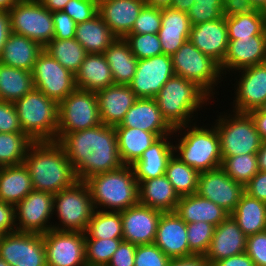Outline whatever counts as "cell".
Masks as SVG:
<instances>
[{
    "instance_id": "f546056e",
    "label": "cell",
    "mask_w": 266,
    "mask_h": 266,
    "mask_svg": "<svg viewBox=\"0 0 266 266\" xmlns=\"http://www.w3.org/2000/svg\"><path fill=\"white\" fill-rule=\"evenodd\" d=\"M139 204L162 211L173 212L179 202V195L166 175L141 181L138 184Z\"/></svg>"
},
{
    "instance_id": "6125c7cd",
    "label": "cell",
    "mask_w": 266,
    "mask_h": 266,
    "mask_svg": "<svg viewBox=\"0 0 266 266\" xmlns=\"http://www.w3.org/2000/svg\"><path fill=\"white\" fill-rule=\"evenodd\" d=\"M167 266H210L205 255H191L170 259Z\"/></svg>"
},
{
    "instance_id": "11e5206c",
    "label": "cell",
    "mask_w": 266,
    "mask_h": 266,
    "mask_svg": "<svg viewBox=\"0 0 266 266\" xmlns=\"http://www.w3.org/2000/svg\"><path fill=\"white\" fill-rule=\"evenodd\" d=\"M264 0H250V3L255 9H258L262 4Z\"/></svg>"
},
{
    "instance_id": "f5cc1de1",
    "label": "cell",
    "mask_w": 266,
    "mask_h": 266,
    "mask_svg": "<svg viewBox=\"0 0 266 266\" xmlns=\"http://www.w3.org/2000/svg\"><path fill=\"white\" fill-rule=\"evenodd\" d=\"M245 252L255 266H266V230L247 237Z\"/></svg>"
},
{
    "instance_id": "d4e9b609",
    "label": "cell",
    "mask_w": 266,
    "mask_h": 266,
    "mask_svg": "<svg viewBox=\"0 0 266 266\" xmlns=\"http://www.w3.org/2000/svg\"><path fill=\"white\" fill-rule=\"evenodd\" d=\"M145 5L144 0H100L98 14L117 38H125Z\"/></svg>"
},
{
    "instance_id": "c3c4849f",
    "label": "cell",
    "mask_w": 266,
    "mask_h": 266,
    "mask_svg": "<svg viewBox=\"0 0 266 266\" xmlns=\"http://www.w3.org/2000/svg\"><path fill=\"white\" fill-rule=\"evenodd\" d=\"M169 261L154 243L136 246L134 266H167Z\"/></svg>"
},
{
    "instance_id": "9a60e30c",
    "label": "cell",
    "mask_w": 266,
    "mask_h": 266,
    "mask_svg": "<svg viewBox=\"0 0 266 266\" xmlns=\"http://www.w3.org/2000/svg\"><path fill=\"white\" fill-rule=\"evenodd\" d=\"M43 242L47 266H86L85 233L51 229Z\"/></svg>"
},
{
    "instance_id": "d6a6232c",
    "label": "cell",
    "mask_w": 266,
    "mask_h": 266,
    "mask_svg": "<svg viewBox=\"0 0 266 266\" xmlns=\"http://www.w3.org/2000/svg\"><path fill=\"white\" fill-rule=\"evenodd\" d=\"M114 84L129 85L135 75L138 59L124 38H117L103 53Z\"/></svg>"
},
{
    "instance_id": "e7e4bbea",
    "label": "cell",
    "mask_w": 266,
    "mask_h": 266,
    "mask_svg": "<svg viewBox=\"0 0 266 266\" xmlns=\"http://www.w3.org/2000/svg\"><path fill=\"white\" fill-rule=\"evenodd\" d=\"M10 33V14L8 11L0 10V55Z\"/></svg>"
},
{
    "instance_id": "34e18365",
    "label": "cell",
    "mask_w": 266,
    "mask_h": 266,
    "mask_svg": "<svg viewBox=\"0 0 266 266\" xmlns=\"http://www.w3.org/2000/svg\"><path fill=\"white\" fill-rule=\"evenodd\" d=\"M257 10L266 19V0H264L263 4Z\"/></svg>"
},
{
    "instance_id": "7bdbcfd3",
    "label": "cell",
    "mask_w": 266,
    "mask_h": 266,
    "mask_svg": "<svg viewBox=\"0 0 266 266\" xmlns=\"http://www.w3.org/2000/svg\"><path fill=\"white\" fill-rule=\"evenodd\" d=\"M221 168L232 180L245 186L259 172L257 155L222 156Z\"/></svg>"
},
{
    "instance_id": "7a4b0ae2",
    "label": "cell",
    "mask_w": 266,
    "mask_h": 266,
    "mask_svg": "<svg viewBox=\"0 0 266 266\" xmlns=\"http://www.w3.org/2000/svg\"><path fill=\"white\" fill-rule=\"evenodd\" d=\"M23 163L34 190L56 194L78 180L71 162L56 141L34 142Z\"/></svg>"
},
{
    "instance_id": "5bb4252c",
    "label": "cell",
    "mask_w": 266,
    "mask_h": 266,
    "mask_svg": "<svg viewBox=\"0 0 266 266\" xmlns=\"http://www.w3.org/2000/svg\"><path fill=\"white\" fill-rule=\"evenodd\" d=\"M0 257L10 266H47L43 235L14 231L0 236Z\"/></svg>"
},
{
    "instance_id": "91938a15",
    "label": "cell",
    "mask_w": 266,
    "mask_h": 266,
    "mask_svg": "<svg viewBox=\"0 0 266 266\" xmlns=\"http://www.w3.org/2000/svg\"><path fill=\"white\" fill-rule=\"evenodd\" d=\"M16 231L14 205L0 201V236Z\"/></svg>"
},
{
    "instance_id": "603a6c76",
    "label": "cell",
    "mask_w": 266,
    "mask_h": 266,
    "mask_svg": "<svg viewBox=\"0 0 266 266\" xmlns=\"http://www.w3.org/2000/svg\"><path fill=\"white\" fill-rule=\"evenodd\" d=\"M247 236L229 215L223 222L215 227L213 237L207 253L205 254L210 266L215 262L239 255L246 250Z\"/></svg>"
},
{
    "instance_id": "d590c367",
    "label": "cell",
    "mask_w": 266,
    "mask_h": 266,
    "mask_svg": "<svg viewBox=\"0 0 266 266\" xmlns=\"http://www.w3.org/2000/svg\"><path fill=\"white\" fill-rule=\"evenodd\" d=\"M75 39L87 53H104L117 37L97 14L92 19L77 24Z\"/></svg>"
},
{
    "instance_id": "8992f818",
    "label": "cell",
    "mask_w": 266,
    "mask_h": 266,
    "mask_svg": "<svg viewBox=\"0 0 266 266\" xmlns=\"http://www.w3.org/2000/svg\"><path fill=\"white\" fill-rule=\"evenodd\" d=\"M23 133L34 142L56 141L58 132V103L33 88L14 102Z\"/></svg>"
},
{
    "instance_id": "52a82bcc",
    "label": "cell",
    "mask_w": 266,
    "mask_h": 266,
    "mask_svg": "<svg viewBox=\"0 0 266 266\" xmlns=\"http://www.w3.org/2000/svg\"><path fill=\"white\" fill-rule=\"evenodd\" d=\"M228 112L217 114L213 123L220 138L221 156L256 154L263 141L253 118L249 113Z\"/></svg>"
},
{
    "instance_id": "ac0fdd59",
    "label": "cell",
    "mask_w": 266,
    "mask_h": 266,
    "mask_svg": "<svg viewBox=\"0 0 266 266\" xmlns=\"http://www.w3.org/2000/svg\"><path fill=\"white\" fill-rule=\"evenodd\" d=\"M236 72L240 78H235V96L231 111L249 113L259 109L266 101V62Z\"/></svg>"
},
{
    "instance_id": "b9fcfbb0",
    "label": "cell",
    "mask_w": 266,
    "mask_h": 266,
    "mask_svg": "<svg viewBox=\"0 0 266 266\" xmlns=\"http://www.w3.org/2000/svg\"><path fill=\"white\" fill-rule=\"evenodd\" d=\"M262 112L266 113V101L264 104L259 108Z\"/></svg>"
},
{
    "instance_id": "ee69618b",
    "label": "cell",
    "mask_w": 266,
    "mask_h": 266,
    "mask_svg": "<svg viewBox=\"0 0 266 266\" xmlns=\"http://www.w3.org/2000/svg\"><path fill=\"white\" fill-rule=\"evenodd\" d=\"M123 239H85L86 266H105Z\"/></svg>"
},
{
    "instance_id": "03108f58",
    "label": "cell",
    "mask_w": 266,
    "mask_h": 266,
    "mask_svg": "<svg viewBox=\"0 0 266 266\" xmlns=\"http://www.w3.org/2000/svg\"><path fill=\"white\" fill-rule=\"evenodd\" d=\"M255 122L256 129L261 136L262 141H266V113L260 109H254L249 112Z\"/></svg>"
},
{
    "instance_id": "277c9868",
    "label": "cell",
    "mask_w": 266,
    "mask_h": 266,
    "mask_svg": "<svg viewBox=\"0 0 266 266\" xmlns=\"http://www.w3.org/2000/svg\"><path fill=\"white\" fill-rule=\"evenodd\" d=\"M173 133L178 136V141H174L173 145L174 155L182 162L199 172L221 167L220 138L214 125L199 126L195 121L193 124L175 128Z\"/></svg>"
},
{
    "instance_id": "f35d334b",
    "label": "cell",
    "mask_w": 266,
    "mask_h": 266,
    "mask_svg": "<svg viewBox=\"0 0 266 266\" xmlns=\"http://www.w3.org/2000/svg\"><path fill=\"white\" fill-rule=\"evenodd\" d=\"M85 239H123L121 212L95 210Z\"/></svg>"
},
{
    "instance_id": "4fadbf2b",
    "label": "cell",
    "mask_w": 266,
    "mask_h": 266,
    "mask_svg": "<svg viewBox=\"0 0 266 266\" xmlns=\"http://www.w3.org/2000/svg\"><path fill=\"white\" fill-rule=\"evenodd\" d=\"M53 205L54 194L33 189L14 206L16 231L47 233L52 229Z\"/></svg>"
},
{
    "instance_id": "8c879c8a",
    "label": "cell",
    "mask_w": 266,
    "mask_h": 266,
    "mask_svg": "<svg viewBox=\"0 0 266 266\" xmlns=\"http://www.w3.org/2000/svg\"><path fill=\"white\" fill-rule=\"evenodd\" d=\"M19 0H0V10L9 11Z\"/></svg>"
},
{
    "instance_id": "6da1fadb",
    "label": "cell",
    "mask_w": 266,
    "mask_h": 266,
    "mask_svg": "<svg viewBox=\"0 0 266 266\" xmlns=\"http://www.w3.org/2000/svg\"><path fill=\"white\" fill-rule=\"evenodd\" d=\"M56 142L63 148L78 180L121 168L122 163L115 128L103 123L71 133H57Z\"/></svg>"
},
{
    "instance_id": "8d00e7d4",
    "label": "cell",
    "mask_w": 266,
    "mask_h": 266,
    "mask_svg": "<svg viewBox=\"0 0 266 266\" xmlns=\"http://www.w3.org/2000/svg\"><path fill=\"white\" fill-rule=\"evenodd\" d=\"M34 88L30 71L0 63V100L15 102Z\"/></svg>"
},
{
    "instance_id": "836d02e7",
    "label": "cell",
    "mask_w": 266,
    "mask_h": 266,
    "mask_svg": "<svg viewBox=\"0 0 266 266\" xmlns=\"http://www.w3.org/2000/svg\"><path fill=\"white\" fill-rule=\"evenodd\" d=\"M116 132L119 156L124 165H133L143 152L159 137L152 132L139 128L114 127Z\"/></svg>"
},
{
    "instance_id": "4316f807",
    "label": "cell",
    "mask_w": 266,
    "mask_h": 266,
    "mask_svg": "<svg viewBox=\"0 0 266 266\" xmlns=\"http://www.w3.org/2000/svg\"><path fill=\"white\" fill-rule=\"evenodd\" d=\"M172 139L175 140V136L165 135L159 137L143 152L140 159L132 165L138 184L141 181L154 179L165 174L168 160L174 154Z\"/></svg>"
},
{
    "instance_id": "ffe728a7",
    "label": "cell",
    "mask_w": 266,
    "mask_h": 266,
    "mask_svg": "<svg viewBox=\"0 0 266 266\" xmlns=\"http://www.w3.org/2000/svg\"><path fill=\"white\" fill-rule=\"evenodd\" d=\"M266 62V35L229 40L227 53L220 68L223 76ZM228 71V72H227Z\"/></svg>"
},
{
    "instance_id": "44dd1931",
    "label": "cell",
    "mask_w": 266,
    "mask_h": 266,
    "mask_svg": "<svg viewBox=\"0 0 266 266\" xmlns=\"http://www.w3.org/2000/svg\"><path fill=\"white\" fill-rule=\"evenodd\" d=\"M154 244L170 259L194 255L189 249L186 222L174 211L162 213Z\"/></svg>"
},
{
    "instance_id": "f1b7e54d",
    "label": "cell",
    "mask_w": 266,
    "mask_h": 266,
    "mask_svg": "<svg viewBox=\"0 0 266 266\" xmlns=\"http://www.w3.org/2000/svg\"><path fill=\"white\" fill-rule=\"evenodd\" d=\"M44 47L37 41L11 32L0 55V63L32 72Z\"/></svg>"
},
{
    "instance_id": "bcb514c9",
    "label": "cell",
    "mask_w": 266,
    "mask_h": 266,
    "mask_svg": "<svg viewBox=\"0 0 266 266\" xmlns=\"http://www.w3.org/2000/svg\"><path fill=\"white\" fill-rule=\"evenodd\" d=\"M124 39L138 60L163 54L158 34H128Z\"/></svg>"
},
{
    "instance_id": "816d5d0a",
    "label": "cell",
    "mask_w": 266,
    "mask_h": 266,
    "mask_svg": "<svg viewBox=\"0 0 266 266\" xmlns=\"http://www.w3.org/2000/svg\"><path fill=\"white\" fill-rule=\"evenodd\" d=\"M161 28L173 31H190L191 23L188 14L172 7L161 8Z\"/></svg>"
},
{
    "instance_id": "74e56055",
    "label": "cell",
    "mask_w": 266,
    "mask_h": 266,
    "mask_svg": "<svg viewBox=\"0 0 266 266\" xmlns=\"http://www.w3.org/2000/svg\"><path fill=\"white\" fill-rule=\"evenodd\" d=\"M44 50L74 75L79 70L81 63L88 54L75 38H53L44 47Z\"/></svg>"
},
{
    "instance_id": "83f0119b",
    "label": "cell",
    "mask_w": 266,
    "mask_h": 266,
    "mask_svg": "<svg viewBox=\"0 0 266 266\" xmlns=\"http://www.w3.org/2000/svg\"><path fill=\"white\" fill-rule=\"evenodd\" d=\"M174 212L186 223L203 221L215 227L230 215L222 207L197 193L180 197Z\"/></svg>"
},
{
    "instance_id": "cb8c5ba5",
    "label": "cell",
    "mask_w": 266,
    "mask_h": 266,
    "mask_svg": "<svg viewBox=\"0 0 266 266\" xmlns=\"http://www.w3.org/2000/svg\"><path fill=\"white\" fill-rule=\"evenodd\" d=\"M115 127L139 128L158 137L175 135L174 129L163 118L155 98H137L120 125Z\"/></svg>"
},
{
    "instance_id": "003e7915",
    "label": "cell",
    "mask_w": 266,
    "mask_h": 266,
    "mask_svg": "<svg viewBox=\"0 0 266 266\" xmlns=\"http://www.w3.org/2000/svg\"><path fill=\"white\" fill-rule=\"evenodd\" d=\"M38 1L51 12H55V11H62L65 5L70 0H38Z\"/></svg>"
},
{
    "instance_id": "11a10c76",
    "label": "cell",
    "mask_w": 266,
    "mask_h": 266,
    "mask_svg": "<svg viewBox=\"0 0 266 266\" xmlns=\"http://www.w3.org/2000/svg\"><path fill=\"white\" fill-rule=\"evenodd\" d=\"M23 132L13 102L0 100V133Z\"/></svg>"
},
{
    "instance_id": "60d3db41",
    "label": "cell",
    "mask_w": 266,
    "mask_h": 266,
    "mask_svg": "<svg viewBox=\"0 0 266 266\" xmlns=\"http://www.w3.org/2000/svg\"><path fill=\"white\" fill-rule=\"evenodd\" d=\"M34 141L25 133H0V167L22 164Z\"/></svg>"
},
{
    "instance_id": "753ad0ef",
    "label": "cell",
    "mask_w": 266,
    "mask_h": 266,
    "mask_svg": "<svg viewBox=\"0 0 266 266\" xmlns=\"http://www.w3.org/2000/svg\"><path fill=\"white\" fill-rule=\"evenodd\" d=\"M199 4H223V0H195Z\"/></svg>"
},
{
    "instance_id": "9c48e42d",
    "label": "cell",
    "mask_w": 266,
    "mask_h": 266,
    "mask_svg": "<svg viewBox=\"0 0 266 266\" xmlns=\"http://www.w3.org/2000/svg\"><path fill=\"white\" fill-rule=\"evenodd\" d=\"M171 57L176 76L192 81L214 99L215 87L224 81L217 61L203 54L190 40H186Z\"/></svg>"
},
{
    "instance_id": "9f6ffc18",
    "label": "cell",
    "mask_w": 266,
    "mask_h": 266,
    "mask_svg": "<svg viewBox=\"0 0 266 266\" xmlns=\"http://www.w3.org/2000/svg\"><path fill=\"white\" fill-rule=\"evenodd\" d=\"M54 37L56 39L75 38L76 22L63 10L52 12Z\"/></svg>"
},
{
    "instance_id": "2a66077c",
    "label": "cell",
    "mask_w": 266,
    "mask_h": 266,
    "mask_svg": "<svg viewBox=\"0 0 266 266\" xmlns=\"http://www.w3.org/2000/svg\"><path fill=\"white\" fill-rule=\"evenodd\" d=\"M0 266H10L5 260L0 257Z\"/></svg>"
},
{
    "instance_id": "db71d44e",
    "label": "cell",
    "mask_w": 266,
    "mask_h": 266,
    "mask_svg": "<svg viewBox=\"0 0 266 266\" xmlns=\"http://www.w3.org/2000/svg\"><path fill=\"white\" fill-rule=\"evenodd\" d=\"M190 31H173L160 28L158 36L163 54L172 56L186 40H189Z\"/></svg>"
},
{
    "instance_id": "7dc6e473",
    "label": "cell",
    "mask_w": 266,
    "mask_h": 266,
    "mask_svg": "<svg viewBox=\"0 0 266 266\" xmlns=\"http://www.w3.org/2000/svg\"><path fill=\"white\" fill-rule=\"evenodd\" d=\"M161 8L145 5L129 34H158L161 28Z\"/></svg>"
},
{
    "instance_id": "e575fe53",
    "label": "cell",
    "mask_w": 266,
    "mask_h": 266,
    "mask_svg": "<svg viewBox=\"0 0 266 266\" xmlns=\"http://www.w3.org/2000/svg\"><path fill=\"white\" fill-rule=\"evenodd\" d=\"M230 215L247 237L266 230V202L245 192Z\"/></svg>"
},
{
    "instance_id": "7c38bea8",
    "label": "cell",
    "mask_w": 266,
    "mask_h": 266,
    "mask_svg": "<svg viewBox=\"0 0 266 266\" xmlns=\"http://www.w3.org/2000/svg\"><path fill=\"white\" fill-rule=\"evenodd\" d=\"M34 88L58 104L76 89L75 75L43 50L32 70Z\"/></svg>"
},
{
    "instance_id": "5b68a950",
    "label": "cell",
    "mask_w": 266,
    "mask_h": 266,
    "mask_svg": "<svg viewBox=\"0 0 266 266\" xmlns=\"http://www.w3.org/2000/svg\"><path fill=\"white\" fill-rule=\"evenodd\" d=\"M85 182L95 210L121 212L139 203L138 181L132 165L92 175Z\"/></svg>"
},
{
    "instance_id": "ab89813d",
    "label": "cell",
    "mask_w": 266,
    "mask_h": 266,
    "mask_svg": "<svg viewBox=\"0 0 266 266\" xmlns=\"http://www.w3.org/2000/svg\"><path fill=\"white\" fill-rule=\"evenodd\" d=\"M165 175L179 197L197 192L200 172L182 162L174 154L168 160Z\"/></svg>"
},
{
    "instance_id": "2e32d148",
    "label": "cell",
    "mask_w": 266,
    "mask_h": 266,
    "mask_svg": "<svg viewBox=\"0 0 266 266\" xmlns=\"http://www.w3.org/2000/svg\"><path fill=\"white\" fill-rule=\"evenodd\" d=\"M174 75L171 56L161 54L140 59L129 86L137 98H155Z\"/></svg>"
},
{
    "instance_id": "a7ac6f4b",
    "label": "cell",
    "mask_w": 266,
    "mask_h": 266,
    "mask_svg": "<svg viewBox=\"0 0 266 266\" xmlns=\"http://www.w3.org/2000/svg\"><path fill=\"white\" fill-rule=\"evenodd\" d=\"M259 171H266V141L262 142L260 149L256 153Z\"/></svg>"
},
{
    "instance_id": "8fae6325",
    "label": "cell",
    "mask_w": 266,
    "mask_h": 266,
    "mask_svg": "<svg viewBox=\"0 0 266 266\" xmlns=\"http://www.w3.org/2000/svg\"><path fill=\"white\" fill-rule=\"evenodd\" d=\"M102 122L94 91L75 89L58 104V132L71 133L94 128Z\"/></svg>"
},
{
    "instance_id": "4dcf8cb0",
    "label": "cell",
    "mask_w": 266,
    "mask_h": 266,
    "mask_svg": "<svg viewBox=\"0 0 266 266\" xmlns=\"http://www.w3.org/2000/svg\"><path fill=\"white\" fill-rule=\"evenodd\" d=\"M113 84L111 69L103 53H88L75 73L76 88L97 92Z\"/></svg>"
},
{
    "instance_id": "94428289",
    "label": "cell",
    "mask_w": 266,
    "mask_h": 266,
    "mask_svg": "<svg viewBox=\"0 0 266 266\" xmlns=\"http://www.w3.org/2000/svg\"><path fill=\"white\" fill-rule=\"evenodd\" d=\"M256 10L250 0H224L223 1V16L233 17L243 13H249Z\"/></svg>"
},
{
    "instance_id": "f6af8a7d",
    "label": "cell",
    "mask_w": 266,
    "mask_h": 266,
    "mask_svg": "<svg viewBox=\"0 0 266 266\" xmlns=\"http://www.w3.org/2000/svg\"><path fill=\"white\" fill-rule=\"evenodd\" d=\"M189 249L194 255H205L209 249L215 226L199 221L186 223Z\"/></svg>"
},
{
    "instance_id": "680465c9",
    "label": "cell",
    "mask_w": 266,
    "mask_h": 266,
    "mask_svg": "<svg viewBox=\"0 0 266 266\" xmlns=\"http://www.w3.org/2000/svg\"><path fill=\"white\" fill-rule=\"evenodd\" d=\"M244 191L249 196L266 202V171H259L244 186Z\"/></svg>"
},
{
    "instance_id": "ba28073f",
    "label": "cell",
    "mask_w": 266,
    "mask_h": 266,
    "mask_svg": "<svg viewBox=\"0 0 266 266\" xmlns=\"http://www.w3.org/2000/svg\"><path fill=\"white\" fill-rule=\"evenodd\" d=\"M53 215L58 218L52 229L85 233L95 211L88 185L77 180L72 186L54 194Z\"/></svg>"
},
{
    "instance_id": "e0dca14e",
    "label": "cell",
    "mask_w": 266,
    "mask_h": 266,
    "mask_svg": "<svg viewBox=\"0 0 266 266\" xmlns=\"http://www.w3.org/2000/svg\"><path fill=\"white\" fill-rule=\"evenodd\" d=\"M244 192V185L232 180L221 167L200 172L196 193L229 214L234 211Z\"/></svg>"
},
{
    "instance_id": "7402d4cb",
    "label": "cell",
    "mask_w": 266,
    "mask_h": 266,
    "mask_svg": "<svg viewBox=\"0 0 266 266\" xmlns=\"http://www.w3.org/2000/svg\"><path fill=\"white\" fill-rule=\"evenodd\" d=\"M189 40L203 54L221 64L229 42L226 17L191 26Z\"/></svg>"
},
{
    "instance_id": "1f68e13d",
    "label": "cell",
    "mask_w": 266,
    "mask_h": 266,
    "mask_svg": "<svg viewBox=\"0 0 266 266\" xmlns=\"http://www.w3.org/2000/svg\"><path fill=\"white\" fill-rule=\"evenodd\" d=\"M32 190V180L24 163L0 167V201L15 206Z\"/></svg>"
},
{
    "instance_id": "f907efd6",
    "label": "cell",
    "mask_w": 266,
    "mask_h": 266,
    "mask_svg": "<svg viewBox=\"0 0 266 266\" xmlns=\"http://www.w3.org/2000/svg\"><path fill=\"white\" fill-rule=\"evenodd\" d=\"M191 26L223 17V4L195 3L187 12Z\"/></svg>"
},
{
    "instance_id": "484cf974",
    "label": "cell",
    "mask_w": 266,
    "mask_h": 266,
    "mask_svg": "<svg viewBox=\"0 0 266 266\" xmlns=\"http://www.w3.org/2000/svg\"><path fill=\"white\" fill-rule=\"evenodd\" d=\"M96 93L100 120L107 126L120 125L137 97L129 85L113 84Z\"/></svg>"
},
{
    "instance_id": "2644e50d",
    "label": "cell",
    "mask_w": 266,
    "mask_h": 266,
    "mask_svg": "<svg viewBox=\"0 0 266 266\" xmlns=\"http://www.w3.org/2000/svg\"><path fill=\"white\" fill-rule=\"evenodd\" d=\"M148 6L156 8H167L170 7L173 0H144Z\"/></svg>"
},
{
    "instance_id": "30bf717a",
    "label": "cell",
    "mask_w": 266,
    "mask_h": 266,
    "mask_svg": "<svg viewBox=\"0 0 266 266\" xmlns=\"http://www.w3.org/2000/svg\"><path fill=\"white\" fill-rule=\"evenodd\" d=\"M11 32L45 47L54 37L52 12L38 0H19L9 11Z\"/></svg>"
},
{
    "instance_id": "681fc988",
    "label": "cell",
    "mask_w": 266,
    "mask_h": 266,
    "mask_svg": "<svg viewBox=\"0 0 266 266\" xmlns=\"http://www.w3.org/2000/svg\"><path fill=\"white\" fill-rule=\"evenodd\" d=\"M63 11L68 14L76 24L90 20L98 14V1L96 0H70Z\"/></svg>"
},
{
    "instance_id": "be15d7a7",
    "label": "cell",
    "mask_w": 266,
    "mask_h": 266,
    "mask_svg": "<svg viewBox=\"0 0 266 266\" xmlns=\"http://www.w3.org/2000/svg\"><path fill=\"white\" fill-rule=\"evenodd\" d=\"M212 266H255L246 252L215 262Z\"/></svg>"
},
{
    "instance_id": "6f0895ef",
    "label": "cell",
    "mask_w": 266,
    "mask_h": 266,
    "mask_svg": "<svg viewBox=\"0 0 266 266\" xmlns=\"http://www.w3.org/2000/svg\"><path fill=\"white\" fill-rule=\"evenodd\" d=\"M136 246L130 242L122 241L107 266H134Z\"/></svg>"
},
{
    "instance_id": "d6986e66",
    "label": "cell",
    "mask_w": 266,
    "mask_h": 266,
    "mask_svg": "<svg viewBox=\"0 0 266 266\" xmlns=\"http://www.w3.org/2000/svg\"><path fill=\"white\" fill-rule=\"evenodd\" d=\"M162 213L139 203L121 211L123 241L135 245L153 244Z\"/></svg>"
},
{
    "instance_id": "89a4df30",
    "label": "cell",
    "mask_w": 266,
    "mask_h": 266,
    "mask_svg": "<svg viewBox=\"0 0 266 266\" xmlns=\"http://www.w3.org/2000/svg\"><path fill=\"white\" fill-rule=\"evenodd\" d=\"M193 4L195 0H173L170 7L187 13Z\"/></svg>"
},
{
    "instance_id": "b9f144b4",
    "label": "cell",
    "mask_w": 266,
    "mask_h": 266,
    "mask_svg": "<svg viewBox=\"0 0 266 266\" xmlns=\"http://www.w3.org/2000/svg\"><path fill=\"white\" fill-rule=\"evenodd\" d=\"M226 24L229 40L266 35V19L257 9L249 13L226 17Z\"/></svg>"
},
{
    "instance_id": "3957f363",
    "label": "cell",
    "mask_w": 266,
    "mask_h": 266,
    "mask_svg": "<svg viewBox=\"0 0 266 266\" xmlns=\"http://www.w3.org/2000/svg\"><path fill=\"white\" fill-rule=\"evenodd\" d=\"M155 100L163 118L175 129L195 123L194 117L196 114L198 117L200 108L209 105L211 98L192 81L174 75L166 81Z\"/></svg>"
}]
</instances>
